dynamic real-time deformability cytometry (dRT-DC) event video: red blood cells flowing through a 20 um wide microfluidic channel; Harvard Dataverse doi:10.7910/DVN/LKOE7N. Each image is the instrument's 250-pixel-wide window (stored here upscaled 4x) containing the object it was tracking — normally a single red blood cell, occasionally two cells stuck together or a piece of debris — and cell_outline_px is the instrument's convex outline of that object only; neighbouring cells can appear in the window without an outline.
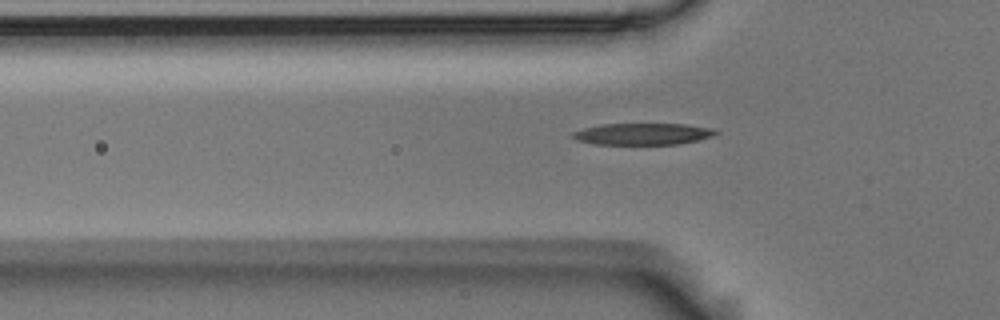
{"species": "Egyptian fruit bat (a non-hibernating species)", "species_latin": "Rousettus aegyptiacus", "temperature_condition": "room temperature", "stored_images_in_passage": 6, "segment_of_instrument_passage": [2, 2], "camera_frame_rate_fps": 3000, "um_per_image_px": 0.085, "animal": {"sex": "male"}, "frame": {"image": 1, "passage_image": 6, "time_ms": 1.667, "image_size_px": [1000, 320], "cell_outline_px": [[720, 132], [712, 136], [680, 144], [592, 144], [576, 140], [572, 136], [572, 132], [584, 128], [604, 124], [684, 124], [712, 128]], "centroid_in_image_um": [54.63, 11.39], "position_along_channel_um": 71.2, "area_um2": 17.92}}